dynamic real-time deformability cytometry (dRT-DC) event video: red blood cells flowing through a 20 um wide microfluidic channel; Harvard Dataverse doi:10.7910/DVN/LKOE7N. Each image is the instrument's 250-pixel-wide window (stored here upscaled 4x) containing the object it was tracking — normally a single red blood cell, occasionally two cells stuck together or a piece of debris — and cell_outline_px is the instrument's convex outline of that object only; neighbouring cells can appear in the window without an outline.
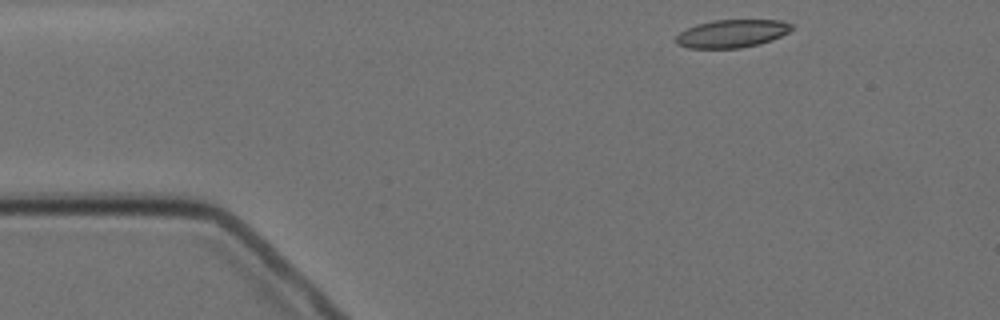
{"species": "Egyptian fruit bat (a non-hibernating species)", "species_latin": "Rousettus aegyptiacus", "temperature_condition": "cold", "stored_images_in_passage": 3, "camera_frame_rate_fps": 3000, "um_per_image_px": 0.085, "animal": {"sex": "female"}, "frame": {"image": 1, "passage_image": 1, "time_ms": 0.0, "image_size_px": [1000, 320], "cell_outline_px": [[792, 28], [788, 32], [772, 40], [760, 44], [740, 48], [688, 48], [676, 44], [676, 36], [680, 32], [696, 24], [712, 20], [780, 20], [792, 24]], "centroid_in_image_um": [62.2, 2.85], "position_along_channel_um": 22.8, "area_um2": 18.84}}
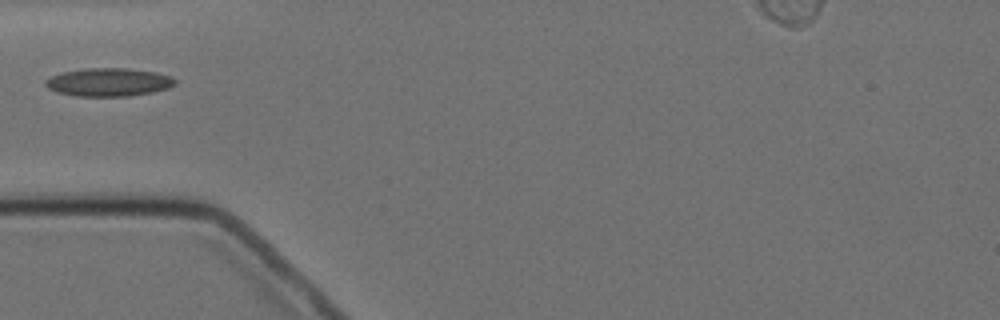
{"frame": {"image": 2, "passage_image": 3, "time_ms": 3.333, "image_size_px": [1000, 320], "cell_outline_px": [[176, 84], [168, 88], [152, 92], [128, 96], [76, 96], [56, 92], [48, 88], [44, 84], [44, 80], [52, 76], [64, 72], [84, 68], [128, 68], [156, 72], [172, 76], [176, 80]], "centroid_in_image_um": [9.24, 6.98], "position_along_channel_um": 75.8, "area_um2": 21.39}}